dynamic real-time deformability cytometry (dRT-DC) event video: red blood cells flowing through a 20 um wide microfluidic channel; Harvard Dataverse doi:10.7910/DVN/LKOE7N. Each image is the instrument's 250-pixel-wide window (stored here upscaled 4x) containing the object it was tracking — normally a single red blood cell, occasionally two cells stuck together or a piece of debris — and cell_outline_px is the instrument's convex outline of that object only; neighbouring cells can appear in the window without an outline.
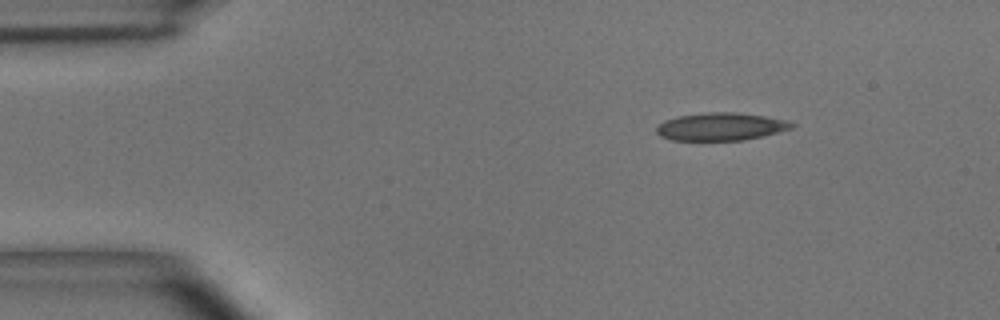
{"species": "common noctule bat (a hibernating species)", "species_latin": "Nyctalus noctula", "temperature_condition": "room temperature", "stored_images_in_passage": 48, "camera_frame_rate_fps": 3000, "um_per_image_px": 0.085, "animal": {"sex": "male", "body_mass_g": 15.6}, "frame": {"image": 1, "passage_image": 1, "time_ms": 0.0, "image_size_px": [1000, 320], "cell_outline_px": [[796, 124], [792, 128], [764, 136], [744, 140], [672, 140], [660, 136], [656, 132], [656, 128], [664, 120], [680, 116], [708, 112], [732, 112], [764, 116], [784, 120]], "centroid_in_image_um": [61.26, 10.77], "position_along_channel_um": 23.7, "area_um2": 21.68}}
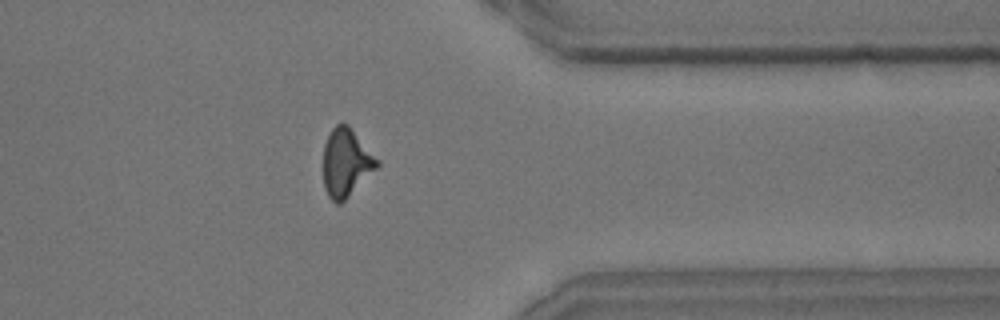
{"frame": {"image": 2, "passage_image": 37, "time_ms": 12.0, "image_size_px": [1000, 320], "cell_outline_px": [[380, 164], [340, 204], [336, 204], [328, 196], [324, 188], [324, 144], [332, 128], [336, 124], [344, 120], [348, 124], [380, 160]], "centroid_in_image_um": [29.42, 13.78], "position_along_channel_um": 382.0, "area_um2": 21.27}}
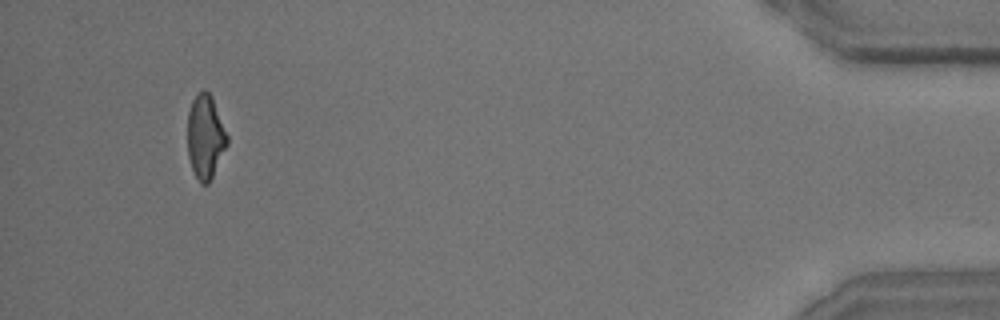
{"frame": {"image": 3, "passage_image": 45, "time_ms": 14.667, "image_size_px": [1000, 320], "cell_outline_px": [[228, 144], [208, 184], [200, 184], [192, 168], [188, 156], [188, 112], [192, 100], [196, 92], [204, 88], [212, 96], [228, 136]], "centroid_in_image_um": [17.45, 11.58], "position_along_channel_um": 417.7, "area_um2": 19.42}, "authors_computed_cell_mechanics": {"area_um2": 21.4438, "velocity_mm_per_s": 3.623, "shape_relaxation_time_tau1_ms": 7.5677, "shape_relaxation_time_tau2_ms": 1.4156, "deformation_change_tau1": 0.1862, "deformation_change_tau2": 0.0873}}